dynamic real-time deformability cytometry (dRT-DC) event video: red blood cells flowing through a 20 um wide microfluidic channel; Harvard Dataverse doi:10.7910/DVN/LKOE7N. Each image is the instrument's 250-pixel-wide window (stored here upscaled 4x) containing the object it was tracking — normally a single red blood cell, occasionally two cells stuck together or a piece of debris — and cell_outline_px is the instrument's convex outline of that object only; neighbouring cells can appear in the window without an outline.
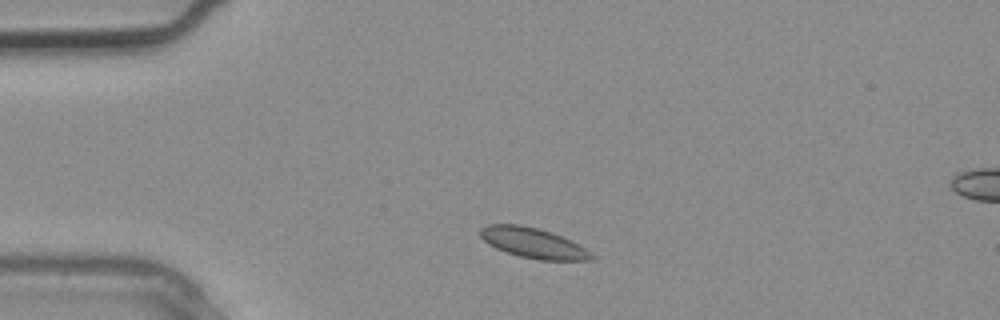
{"species": "common noctule bat (a hibernating species)", "species_latin": "Nyctalus noctula", "temperature_condition": "warm", "stored_images_in_passage": 2, "segment_of_instrument_passage": [1, 2], "camera_frame_rate_fps": 3000, "um_per_image_px": 0.085, "animal": {"sex": "male", "body_mass_g": 20.4}, "frame": {"image": 1, "passage_image": 1, "time_ms": 0.0, "image_size_px": [1000, 320], "cell_outline_px": [[596, 256], [592, 260], [540, 260], [520, 256], [496, 248], [488, 244], [480, 236], [480, 228], [488, 224], [520, 224], [552, 232], [572, 240]], "centroid_in_image_um": [45.33, 20.64], "position_along_channel_um": 39.7, "area_um2": 19.54}}